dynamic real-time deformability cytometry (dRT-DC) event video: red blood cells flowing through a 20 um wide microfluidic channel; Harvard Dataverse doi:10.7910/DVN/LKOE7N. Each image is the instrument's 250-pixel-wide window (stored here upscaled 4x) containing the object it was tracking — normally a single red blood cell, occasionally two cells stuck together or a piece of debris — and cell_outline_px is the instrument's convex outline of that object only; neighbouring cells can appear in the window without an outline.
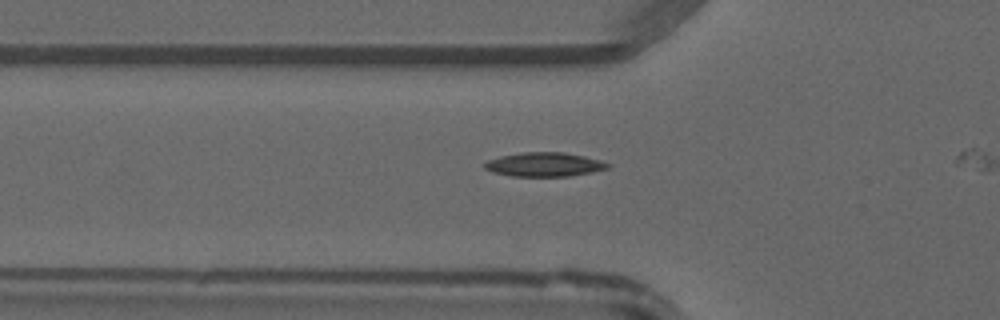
{"species": "common noctule bat (a hibernating species)", "species_latin": "Nyctalus noctula", "temperature_condition": "warm", "stored_images_in_passage": 9, "camera_frame_rate_fps": 3000, "um_per_image_px": 0.085, "animal": {"sex": "male", "forearm_length_mm": 52.5}, "frame": {"image": 1, "passage_image": 4, "time_ms": 1.0, "image_size_px": [1000, 320], "cell_outline_px": [[612, 164], [608, 168], [592, 172], [568, 176], [512, 176], [492, 172], [484, 168], [484, 164], [488, 160], [500, 156], [524, 152], [564, 152], [584, 156], [600, 160]], "centroid_in_image_um": [46.27, 13.98], "position_along_channel_um": 79.5, "area_um2": 17.22}}